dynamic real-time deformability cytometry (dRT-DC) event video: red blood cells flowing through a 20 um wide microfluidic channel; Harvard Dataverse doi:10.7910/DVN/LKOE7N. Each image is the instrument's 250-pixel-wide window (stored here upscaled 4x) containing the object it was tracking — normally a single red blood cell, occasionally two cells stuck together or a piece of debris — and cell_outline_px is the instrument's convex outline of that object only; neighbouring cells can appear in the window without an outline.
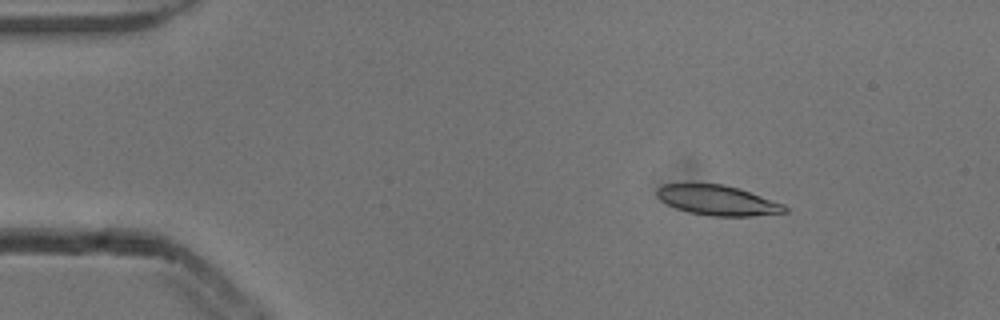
{"species": "common noctule bat (a hibernating species)", "species_latin": "Nyctalus noctula", "temperature_condition": "cold", "stored_images_in_passage": 53, "camera_frame_rate_fps": 3000, "um_per_image_px": 0.085, "animal": {"sex": "male", "body_mass_g": 13.3}, "frame": {"image": 1, "passage_image": 8, "time_ms": 2.333, "image_size_px": [1000, 320], "cell_outline_px": [[788, 212], [752, 216], [708, 216], [688, 212], [676, 208], [660, 200], [656, 196], [656, 188], [664, 184], [724, 184], [740, 188], [784, 204], [788, 208]], "centroid_in_image_um": [61.0, 17.03], "position_along_channel_um": 24.0, "area_um2": 22.48}}
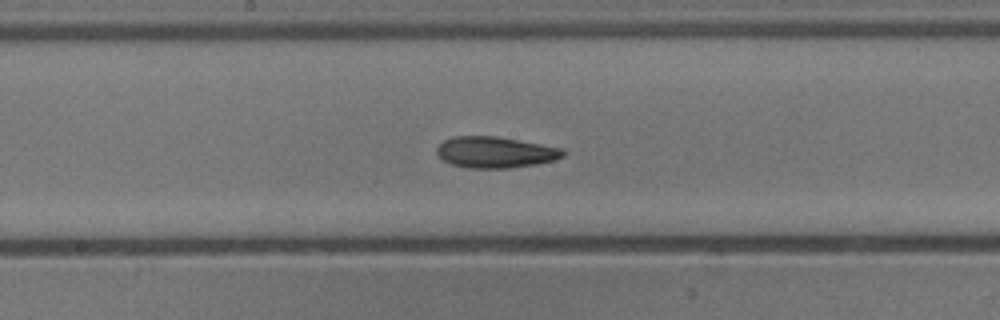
{"frame": {"image": 2, "passage_image": 28, "time_ms": 9.0, "image_size_px": [1000, 320], "cell_outline_px": [[564, 156], [552, 160], [536, 164], [508, 168], [468, 168], [452, 164], [444, 160], [436, 152], [436, 148], [444, 140], [452, 136], [496, 136], [564, 148]], "centroid_in_image_um": [42.09, 12.93], "position_along_channel_um": 206.1, "area_um2": 22.83}}
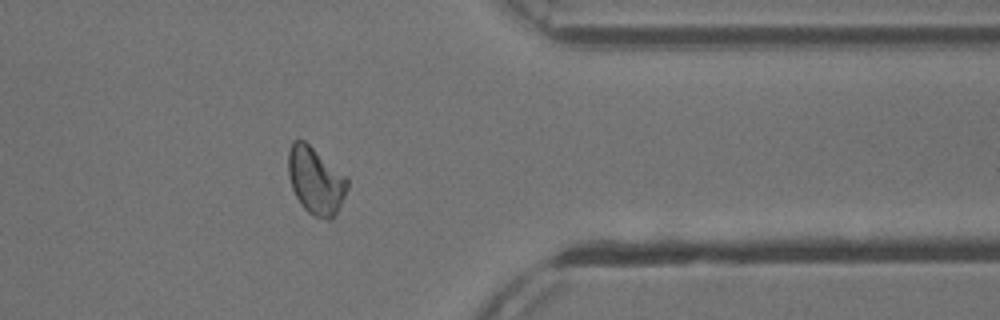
{"frame": {"image": 3, "passage_image": 43, "time_ms": 14.0, "image_size_px": [1000, 320], "cell_outline_px": [[348, 188], [332, 220], [324, 220], [312, 216], [300, 204], [292, 188], [288, 176], [288, 152], [292, 140], [304, 140], [344, 176], [348, 180]], "centroid_in_image_um": [26.79, 15.39], "position_along_channel_um": 384.6, "area_um2": 22.83}, "authors_computed_cell_mechanics": {"area_um2": 22.7732, "velocity_mm_per_s": 3.8557, "shape_relaxation_time_tau1_ms": 6.8692, "shape_relaxation_time_tau2_ms": 4.0048, "deformation_change_tau1": 0.1808, "deformation_change_tau2": 0.1023}}